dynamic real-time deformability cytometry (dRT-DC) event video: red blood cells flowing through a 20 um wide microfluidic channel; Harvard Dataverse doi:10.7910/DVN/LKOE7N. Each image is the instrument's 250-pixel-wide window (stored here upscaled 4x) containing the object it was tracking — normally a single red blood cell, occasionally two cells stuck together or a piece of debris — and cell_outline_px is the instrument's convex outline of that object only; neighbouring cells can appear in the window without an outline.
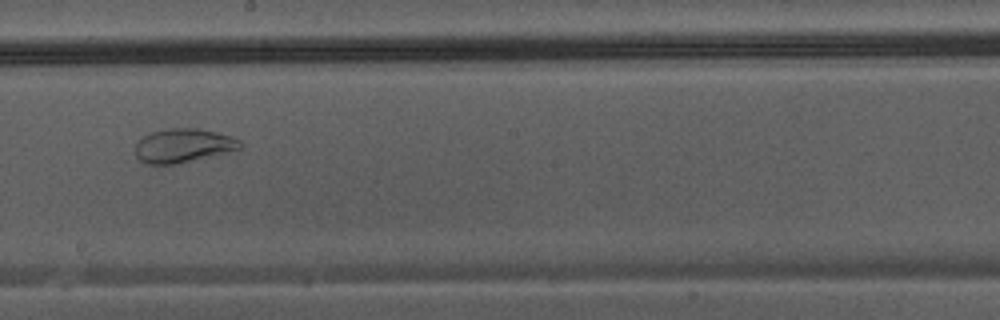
{"species": "Egyptian fruit bat (a non-hibernating species)", "species_latin": "Rousettus aegyptiacus", "temperature_condition": "warm", "stored_images_in_passage": 35, "camera_frame_rate_fps": 3000, "um_per_image_px": 0.085, "animal": {"sex": "male"}, "frame": {"image": 1, "passage_image": 16, "time_ms": 5.0, "image_size_px": [1000, 320], "cell_outline_px": [[244, 144], [240, 148], [176, 164], [144, 164], [136, 156], [136, 144], [144, 136], [152, 132], [168, 128], [200, 128], [232, 136], [240, 140]], "centroid_in_image_um": [15.57, 12.36], "position_along_channel_um": 232.6, "area_um2": 20.46}}
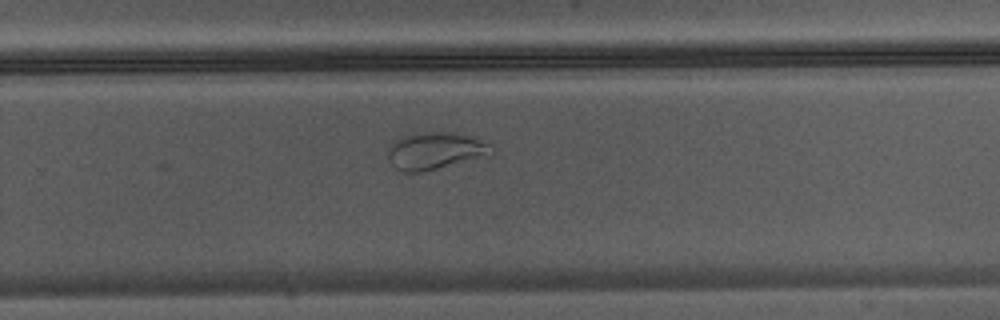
{"frame": {"image": 2, "passage_image": 20, "time_ms": 6.333, "image_size_px": [1000, 320], "cell_outline_px": [[496, 152], [492, 156], [420, 172], [404, 172], [396, 168], [388, 160], [388, 144], [392, 140], [416, 132], [456, 132], [468, 136], [488, 144]], "centroid_in_image_um": [36.98, 12.82], "position_along_channel_um": 292.8, "area_um2": 22.72}}